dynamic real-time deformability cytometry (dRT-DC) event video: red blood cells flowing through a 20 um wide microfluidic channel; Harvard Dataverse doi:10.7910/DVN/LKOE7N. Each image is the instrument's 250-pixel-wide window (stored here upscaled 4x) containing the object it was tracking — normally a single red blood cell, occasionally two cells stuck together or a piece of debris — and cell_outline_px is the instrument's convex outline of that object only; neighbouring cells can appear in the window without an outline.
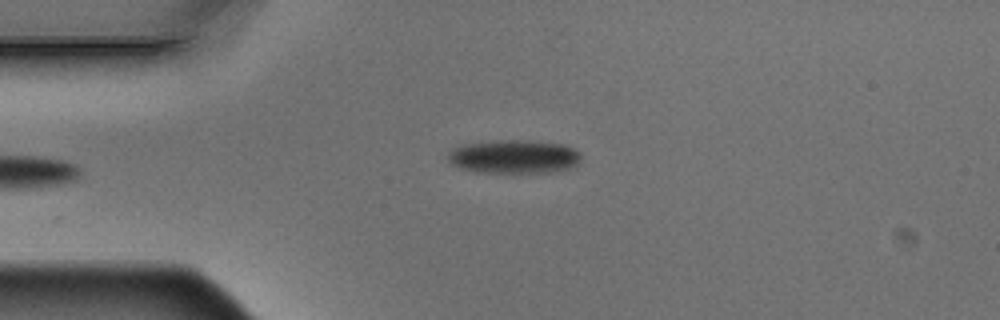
{"species": "Egyptian fruit bat (a non-hibernating species)", "species_latin": "Rousettus aegyptiacus", "temperature_condition": "warm", "stored_images_in_passage": 4, "camera_frame_rate_fps": 3000, "um_per_image_px": 0.085, "animal": {"sex": "male"}, "frame": {"image": 1, "passage_image": 4, "time_ms": 1.0, "image_size_px": [1000, 320], "cell_outline_px": [[580, 164], [572, 168], [552, 172], [476, 172], [460, 168], [452, 164], [448, 160], [448, 152], [452, 148], [464, 144], [496, 140], [520, 140], [560, 144], [572, 148], [580, 152]], "centroid_in_image_um": [43.68, 13.32], "position_along_channel_um": 41.3, "area_um2": 26.07}}